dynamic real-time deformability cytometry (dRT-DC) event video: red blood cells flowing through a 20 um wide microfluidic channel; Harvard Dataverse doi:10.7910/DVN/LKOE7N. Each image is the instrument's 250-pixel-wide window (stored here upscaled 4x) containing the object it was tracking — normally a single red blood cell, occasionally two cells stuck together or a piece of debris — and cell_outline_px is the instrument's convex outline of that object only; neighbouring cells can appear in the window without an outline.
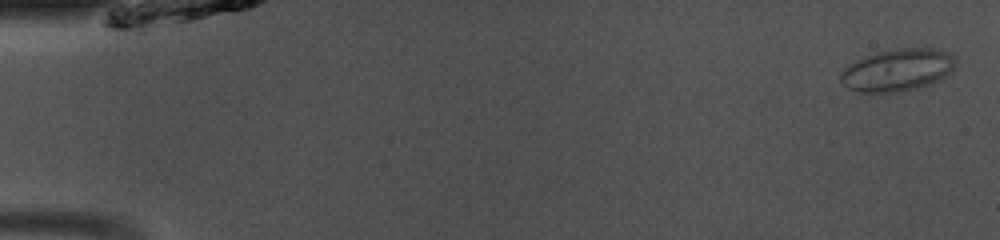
{"species": "common noctule bat (a hibernating species)", "species_latin": "Nyctalus noctula", "temperature_condition": "room temperature", "stored_images_in_passage": 48, "camera_frame_rate_fps": 3000, "um_per_image_px": 0.085, "animal": {"sex": "male", "body_mass_g": 13.0, "forearm_length_mm": 53.1}, "frame": {"image": 1, "passage_image": 2, "time_ms": 0.333, "image_size_px": [1000, 240], "cell_outline_px": [[956, 64], [948, 72], [936, 80], [916, 88], [896, 92], [860, 92], [848, 88], [840, 80], [840, 76], [844, 68], [868, 56], [880, 52], [900, 48], [936, 48], [952, 56], [956, 60]], "centroid_in_image_um": [76.27, 5.95], "position_along_channel_um": 8.7, "area_um2": 27.34}}
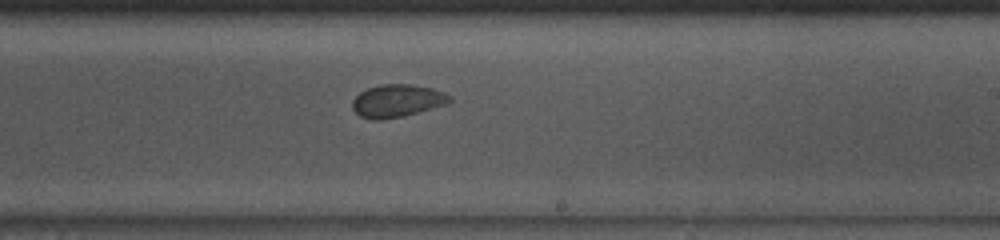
{"frame": {"image": 2, "passage_image": 30, "time_ms": 9.667, "image_size_px": [1000, 240], "cell_outline_px": [[452, 100], [448, 104], [404, 116], [380, 120], [372, 120], [360, 116], [352, 108], [352, 100], [360, 92], [368, 88], [380, 84], [412, 84], [432, 88], [444, 92], [452, 96]], "centroid_in_image_um": [33.78, 8.57], "position_along_channel_um": 255.2, "area_um2": 18.73}}
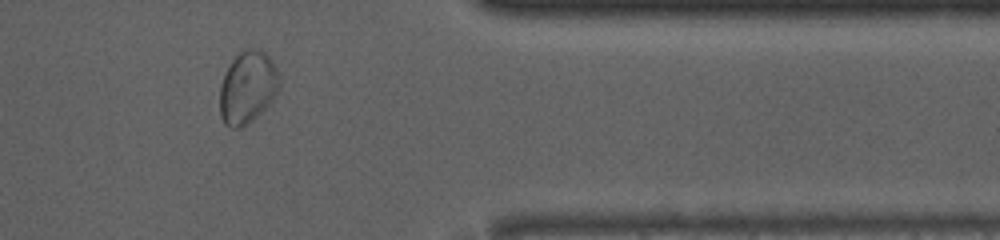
{"frame": {"image": 3, "passage_image": 41, "time_ms": 13.333, "image_size_px": [1000, 240], "cell_outline_px": [[280, 88], [276, 96], [252, 120], [240, 128], [232, 128], [224, 124], [220, 116], [220, 84], [232, 60], [240, 52], [248, 48], [264, 52], [272, 60], [280, 72]], "centroid_in_image_um": [21.06, 7.43], "position_along_channel_um": 390.3, "area_um2": 25.09}}